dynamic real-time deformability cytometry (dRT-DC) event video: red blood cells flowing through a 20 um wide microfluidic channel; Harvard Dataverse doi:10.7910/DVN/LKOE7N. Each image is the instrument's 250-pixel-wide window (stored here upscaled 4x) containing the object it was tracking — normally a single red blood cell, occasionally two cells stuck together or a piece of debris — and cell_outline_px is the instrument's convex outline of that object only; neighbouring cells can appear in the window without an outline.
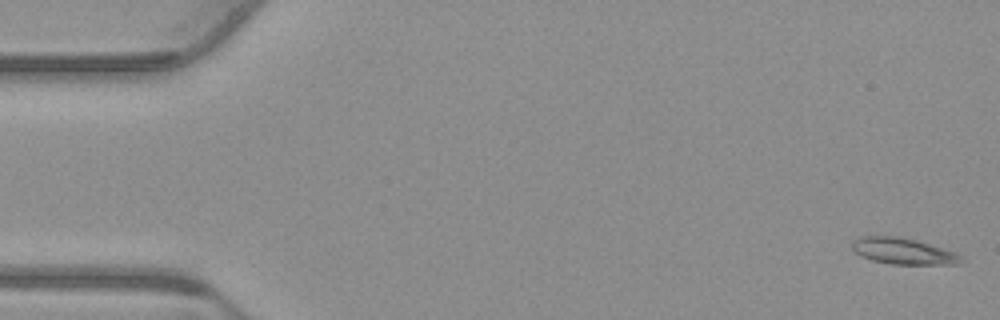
{"species": "common noctule bat (a hibernating species)", "species_latin": "Nyctalus noctula", "temperature_condition": "warm", "stored_images_in_passage": 54, "camera_frame_rate_fps": 3000, "um_per_image_px": 0.085, "animal": {"sex": "male", "body_mass_g": 23.1, "forearm_length_mm": 52.7}, "frame": {"image": 1, "passage_image": 1, "time_ms": 0.0, "image_size_px": [1000, 320], "cell_outline_px": [[964, 260], [960, 264], [892, 264], [872, 260], [860, 256], [852, 248], [852, 240], [860, 236], [896, 236], [916, 240], [956, 252]], "centroid_in_image_um": [76.75, 21.34], "position_along_channel_um": 8.2, "area_um2": 16.65}}
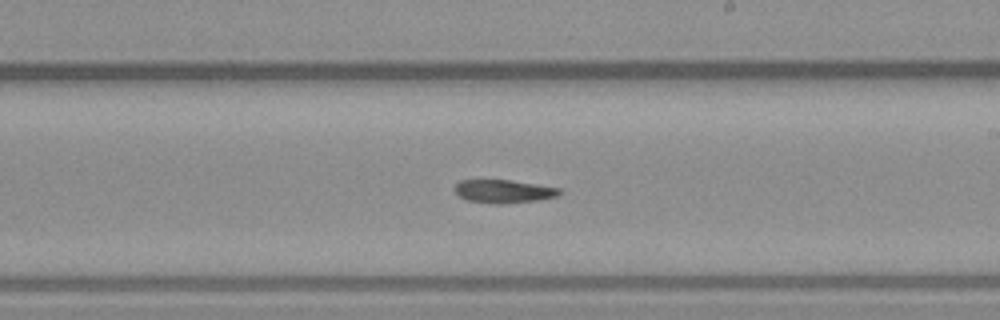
{"frame": {"image": 2, "passage_image": 31, "time_ms": 10.0, "image_size_px": [1000, 320], "cell_outline_px": [[564, 192], [556, 196], [540, 200], [504, 204], [488, 204], [468, 200], [460, 196], [456, 192], [456, 184], [460, 180], [508, 180], [560, 188]], "centroid_in_image_um": [42.84, 16.28], "position_along_channel_um": 246.2, "area_um2": 14.16}}
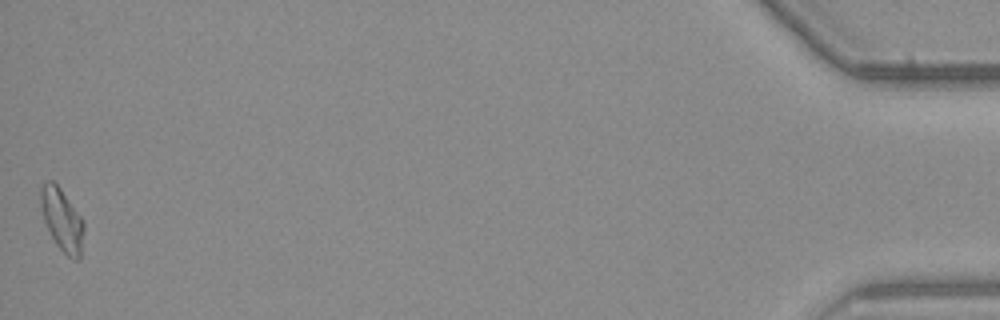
{"frame": {"image": 3, "passage_image": 54, "time_ms": 17.667, "image_size_px": [1000, 320], "cell_outline_px": [[84, 228], [80, 260], [72, 260], [56, 244], [44, 220], [40, 204], [40, 188], [44, 180], [52, 180], [60, 188], [84, 220]], "centroid_in_image_um": [5.28, 18.67], "position_along_channel_um": 429.9, "area_um2": 15.72}}